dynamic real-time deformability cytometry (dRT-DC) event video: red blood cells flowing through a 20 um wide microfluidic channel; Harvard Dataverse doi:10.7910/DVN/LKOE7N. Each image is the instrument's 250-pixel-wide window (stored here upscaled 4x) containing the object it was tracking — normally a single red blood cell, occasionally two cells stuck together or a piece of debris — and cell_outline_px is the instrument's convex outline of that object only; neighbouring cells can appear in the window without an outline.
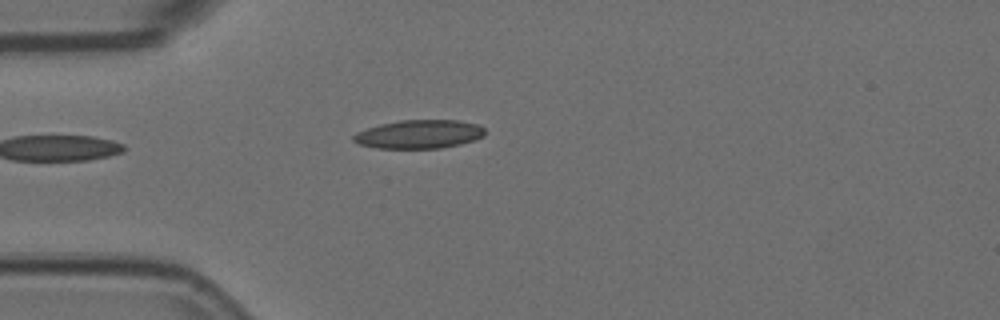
{"species": "Egyptian fruit bat (a non-hibernating species)", "species_latin": "Rousettus aegyptiacus", "temperature_condition": "room temperature", "stored_images_in_passage": 6, "camera_frame_rate_fps": 3000, "um_per_image_px": 0.085, "animal": {"sex": "female"}, "frame": {"image": 1, "passage_image": 5, "time_ms": 1.333, "image_size_px": [1000, 320], "cell_outline_px": [[484, 136], [460, 144], [440, 148], [376, 148], [360, 144], [352, 140], [352, 136], [356, 132], [380, 124], [400, 120], [460, 120], [480, 124], [484, 128]], "centroid_in_image_um": [35.63, 11.4], "position_along_channel_um": 49.4, "area_um2": 21.91}}